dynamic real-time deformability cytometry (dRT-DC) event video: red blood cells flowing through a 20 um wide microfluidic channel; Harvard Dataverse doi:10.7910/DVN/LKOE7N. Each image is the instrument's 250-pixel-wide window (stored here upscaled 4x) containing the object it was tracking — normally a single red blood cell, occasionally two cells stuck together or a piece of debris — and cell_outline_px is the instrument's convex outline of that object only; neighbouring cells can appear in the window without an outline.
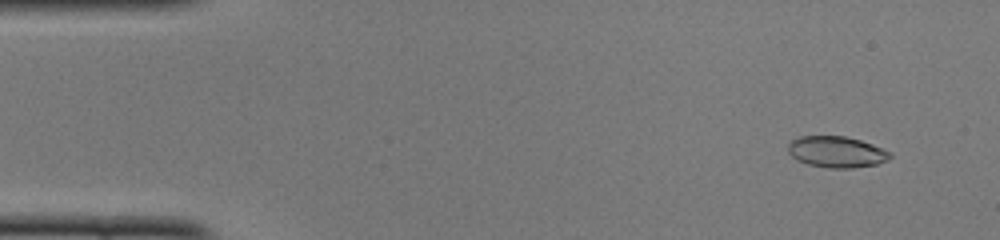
{"species": "common noctule bat (a hibernating species)", "species_latin": "Nyctalus noctula", "temperature_condition": "cold", "stored_images_in_passage": 11, "camera_frame_rate_fps": 3000, "um_per_image_px": 0.085, "animal": {"sex": "female", "body_mass_g": 22.0, "forearm_length_mm": 56.7}, "frame": {"image": 1, "passage_image": 4, "time_ms": 1.0, "image_size_px": [1000, 240], "cell_outline_px": [[892, 156], [888, 160], [876, 164], [852, 168], [828, 168], [808, 164], [796, 160], [788, 152], [788, 144], [792, 140], [800, 136], [844, 136], [860, 140], [872, 144], [892, 152]], "centroid_in_image_um": [71.11, 12.91], "position_along_channel_um": 13.9, "area_um2": 18.61}}